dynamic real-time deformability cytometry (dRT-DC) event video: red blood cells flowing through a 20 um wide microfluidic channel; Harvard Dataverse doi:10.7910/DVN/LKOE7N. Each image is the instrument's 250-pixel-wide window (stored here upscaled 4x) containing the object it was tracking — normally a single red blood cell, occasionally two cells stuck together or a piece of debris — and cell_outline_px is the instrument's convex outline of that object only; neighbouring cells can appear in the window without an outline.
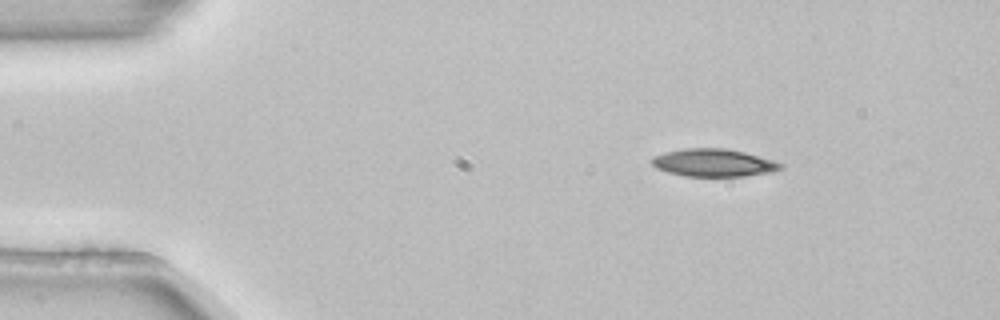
{"species": "common noctule bat (a hibernating species)", "species_latin": "Nyctalus noctula", "temperature_condition": "room temperature", "stored_images_in_passage": 2, "camera_frame_rate_fps": 3000, "um_per_image_px": 0.085, "animal": {"sex": "female", "body_mass_g": 22.7, "forearm_length_mm": 54.2}, "frame": {"image": 1, "passage_image": 1, "time_ms": 0.0, "image_size_px": [1000, 320], "cell_outline_px": [[784, 168], [772, 172], [744, 176], [684, 176], [668, 172], [656, 168], [648, 160], [652, 156], [664, 152], [684, 148], [724, 148], [744, 152], [772, 160], [784, 164]], "centroid_in_image_um": [60.62, 13.83], "position_along_channel_um": 24.4, "area_um2": 20.92}}
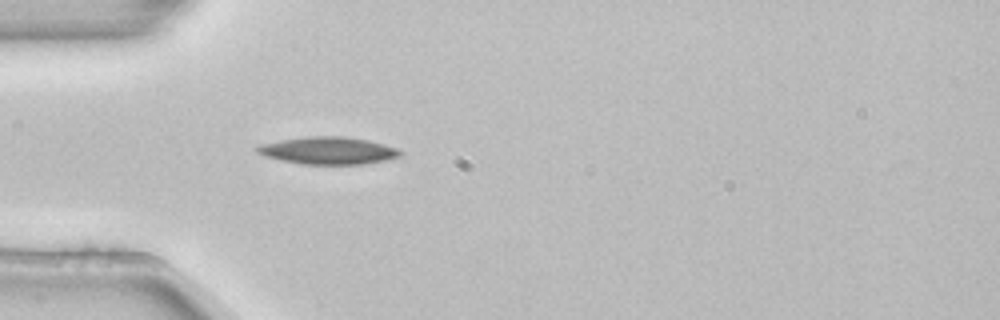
{"frame": {"image": 2, "passage_image": 2, "time_ms": 0.333, "image_size_px": [1000, 320], "cell_outline_px": [[404, 152], [400, 156], [384, 160], [364, 164], [300, 164], [280, 160], [264, 156], [256, 152], [252, 148], [260, 144], [304, 136], [344, 136], [368, 140], [384, 144], [396, 148]], "centroid_in_image_um": [27.85, 12.79], "position_along_channel_um": 57.1, "area_um2": 22.95}}